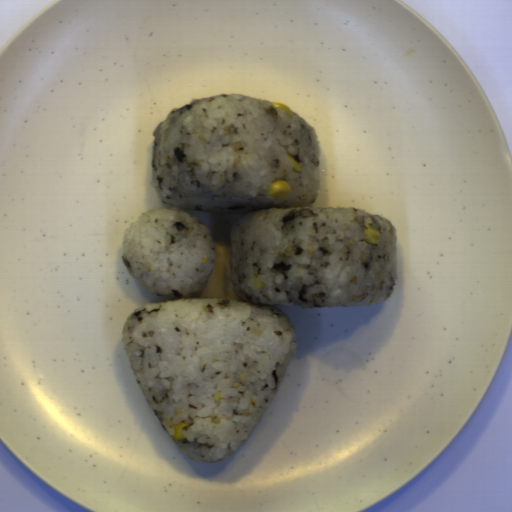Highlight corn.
<instances>
[{
    "label": "corn",
    "mask_w": 512,
    "mask_h": 512,
    "mask_svg": "<svg viewBox=\"0 0 512 512\" xmlns=\"http://www.w3.org/2000/svg\"><path fill=\"white\" fill-rule=\"evenodd\" d=\"M187 426V423L185 422H181V423H178V424H175L173 425L174 427V434L173 435H169L172 439L174 440H183L184 439V435L182 433V430L183 428Z\"/></svg>",
    "instance_id": "corn-3"
},
{
    "label": "corn",
    "mask_w": 512,
    "mask_h": 512,
    "mask_svg": "<svg viewBox=\"0 0 512 512\" xmlns=\"http://www.w3.org/2000/svg\"><path fill=\"white\" fill-rule=\"evenodd\" d=\"M287 158L293 165L292 169L296 170L297 172L302 171L301 167L299 166V164L296 162V160L294 158H292L290 155H287Z\"/></svg>",
    "instance_id": "corn-5"
},
{
    "label": "corn",
    "mask_w": 512,
    "mask_h": 512,
    "mask_svg": "<svg viewBox=\"0 0 512 512\" xmlns=\"http://www.w3.org/2000/svg\"><path fill=\"white\" fill-rule=\"evenodd\" d=\"M252 282H253L255 288H257V289L264 285L260 278L253 279Z\"/></svg>",
    "instance_id": "corn-6"
},
{
    "label": "corn",
    "mask_w": 512,
    "mask_h": 512,
    "mask_svg": "<svg viewBox=\"0 0 512 512\" xmlns=\"http://www.w3.org/2000/svg\"><path fill=\"white\" fill-rule=\"evenodd\" d=\"M290 185L285 180H274L268 187L267 195L280 200L290 194Z\"/></svg>",
    "instance_id": "corn-1"
},
{
    "label": "corn",
    "mask_w": 512,
    "mask_h": 512,
    "mask_svg": "<svg viewBox=\"0 0 512 512\" xmlns=\"http://www.w3.org/2000/svg\"><path fill=\"white\" fill-rule=\"evenodd\" d=\"M364 226L366 227L364 228L366 238L363 240L371 245L379 244L381 238L380 231L367 222L364 223Z\"/></svg>",
    "instance_id": "corn-2"
},
{
    "label": "corn",
    "mask_w": 512,
    "mask_h": 512,
    "mask_svg": "<svg viewBox=\"0 0 512 512\" xmlns=\"http://www.w3.org/2000/svg\"><path fill=\"white\" fill-rule=\"evenodd\" d=\"M274 108H277V109H280V110H283L287 115H291L292 116V111L290 110V108L288 106H286L285 104L283 103H278V102H272Z\"/></svg>",
    "instance_id": "corn-4"
}]
</instances>
